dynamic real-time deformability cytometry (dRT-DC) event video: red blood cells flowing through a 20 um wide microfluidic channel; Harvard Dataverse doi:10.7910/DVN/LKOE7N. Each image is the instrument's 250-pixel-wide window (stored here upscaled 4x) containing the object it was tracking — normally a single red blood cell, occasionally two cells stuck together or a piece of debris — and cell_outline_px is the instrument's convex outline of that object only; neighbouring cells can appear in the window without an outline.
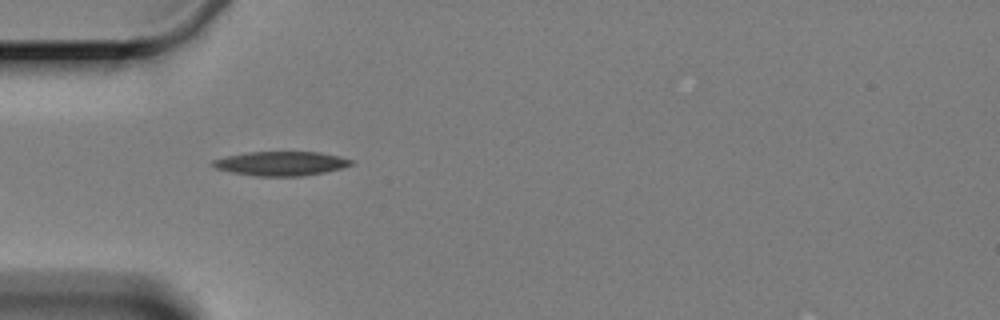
{"species": "Egyptian fruit bat (a non-hibernating species)", "species_latin": "Rousettus aegyptiacus", "temperature_condition": "cold", "stored_images_in_passage": 3, "camera_frame_rate_fps": 3000, "um_per_image_px": 0.085, "animal": {"sex": "female"}, "frame": {"image": 1, "passage_image": 1, "time_ms": 0.0, "image_size_px": [1000, 320], "cell_outline_px": [[352, 164], [340, 168], [324, 172], [300, 176], [256, 176], [232, 172], [216, 168], [208, 164], [212, 160], [228, 156], [248, 152], [320, 152], [340, 156], [352, 160]], "centroid_in_image_um": [23.85, 13.89], "position_along_channel_um": 61.1, "area_um2": 19.36}}
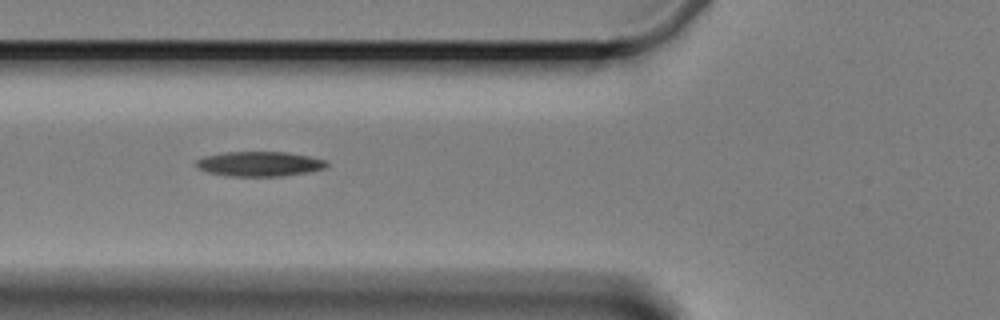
{"frame": {"image": 2, "passage_image": 2, "time_ms": 1.333, "image_size_px": [1000, 320], "cell_outline_px": [[328, 164], [324, 168], [308, 172], [280, 176], [232, 176], [208, 172], [200, 168], [196, 164], [196, 160], [204, 156], [224, 152], [284, 152], [308, 156], [324, 160]], "centroid_in_image_um": [22.04, 13.93], "position_along_channel_um": 103.8, "area_um2": 18.55}}
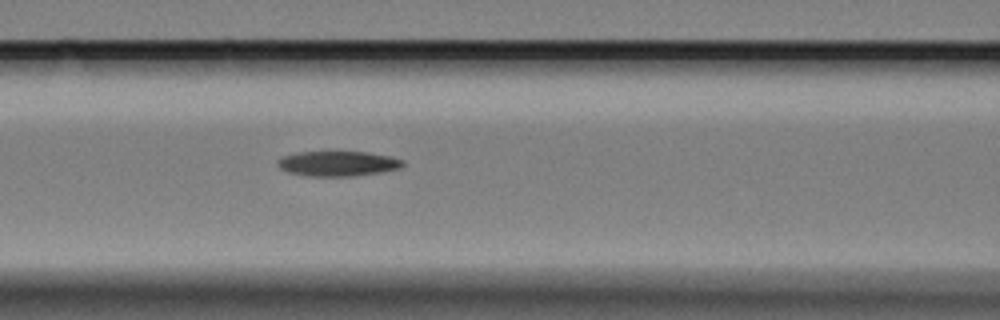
{"frame": {"image": 3, "passage_image": 3, "time_ms": 2.333, "image_size_px": [1000, 320], "cell_outline_px": [[404, 164], [400, 168], [380, 172], [352, 176], [308, 176], [288, 172], [280, 168], [276, 164], [276, 160], [280, 156], [296, 152], [364, 152], [388, 156], [404, 160]], "centroid_in_image_um": [28.65, 13.9], "position_along_channel_um": 138.0, "area_um2": 18.26}}